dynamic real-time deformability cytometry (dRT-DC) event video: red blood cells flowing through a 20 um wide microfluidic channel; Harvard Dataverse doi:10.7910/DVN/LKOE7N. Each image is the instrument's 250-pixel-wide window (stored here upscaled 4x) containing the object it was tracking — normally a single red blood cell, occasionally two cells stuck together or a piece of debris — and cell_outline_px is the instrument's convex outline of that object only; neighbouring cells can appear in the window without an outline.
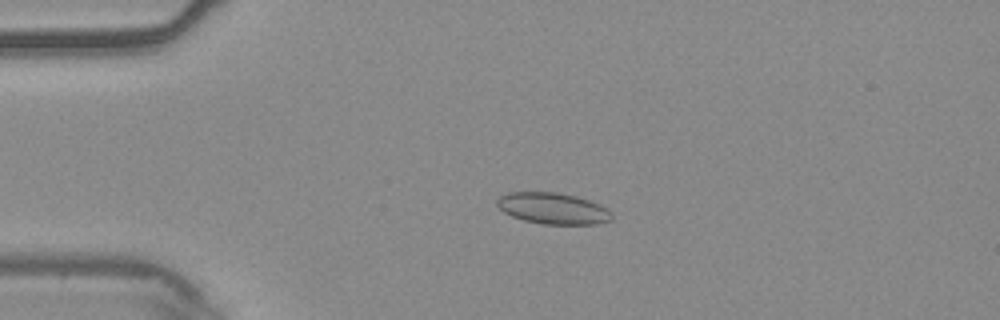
{"species": "common noctule bat (a hibernating species)", "species_latin": "Nyctalus noctula", "temperature_condition": "warm", "stored_images_in_passage": 45, "camera_frame_rate_fps": 3000, "um_per_image_px": 0.085, "animal": {"sex": "male", "body_mass_g": 20.4}, "frame": {"image": 1, "passage_image": 4, "time_ms": 1.0, "image_size_px": [1000, 320], "cell_outline_px": [[612, 220], [596, 224], [544, 224], [524, 220], [512, 216], [504, 212], [496, 204], [496, 200], [500, 196], [508, 192], [556, 192], [576, 196], [600, 204], [608, 208], [612, 212]], "centroid_in_image_um": [47.02, 17.71], "position_along_channel_um": 38.0, "area_um2": 20.98}}
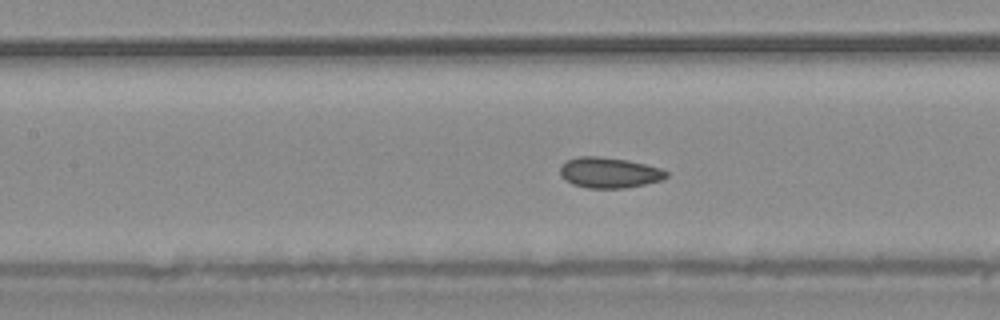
{"frame": {"image": 2, "passage_image": 16, "time_ms": 5.0, "image_size_px": [1000, 320], "cell_outline_px": [[668, 176], [660, 180], [644, 184], [624, 188], [588, 188], [572, 184], [564, 180], [560, 172], [560, 168], [568, 160], [580, 156], [596, 156], [628, 160], [660, 168], [668, 172]], "centroid_in_image_um": [51.77, 14.68], "position_along_channel_um": 155.6, "area_um2": 18.73}}
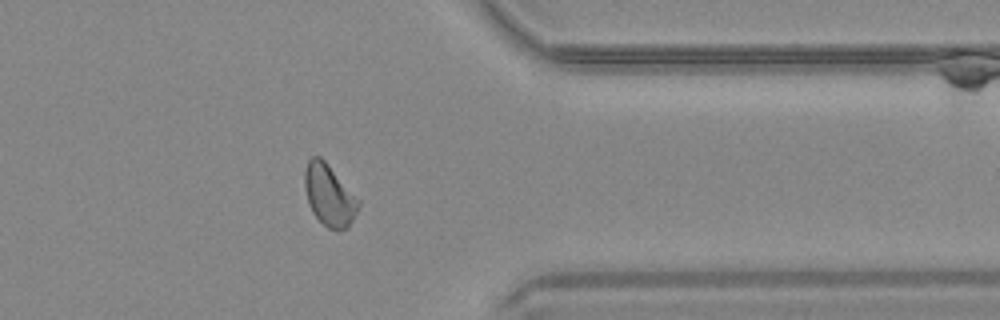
{"frame": {"image": 3, "passage_image": 35, "time_ms": 11.333, "image_size_px": [1000, 320], "cell_outline_px": [[360, 204], [348, 228], [328, 228], [312, 212], [308, 204], [304, 184], [304, 172], [308, 160], [312, 156], [320, 156], [328, 164], [360, 200]], "centroid_in_image_um": [27.97, 16.56], "position_along_channel_um": 383.4, "area_um2": 19.02}, "authors_computed_cell_mechanics": {"area_um2": 18.9006, "velocity_mm_per_s": 3.7626, "shape_relaxation_time_tau1_ms": 4.5191, "shape_relaxation_time_tau2_ms": 1.5535, "deformation_change_tau1": 0.0737, "deformation_change_tau2": 0.0529}}